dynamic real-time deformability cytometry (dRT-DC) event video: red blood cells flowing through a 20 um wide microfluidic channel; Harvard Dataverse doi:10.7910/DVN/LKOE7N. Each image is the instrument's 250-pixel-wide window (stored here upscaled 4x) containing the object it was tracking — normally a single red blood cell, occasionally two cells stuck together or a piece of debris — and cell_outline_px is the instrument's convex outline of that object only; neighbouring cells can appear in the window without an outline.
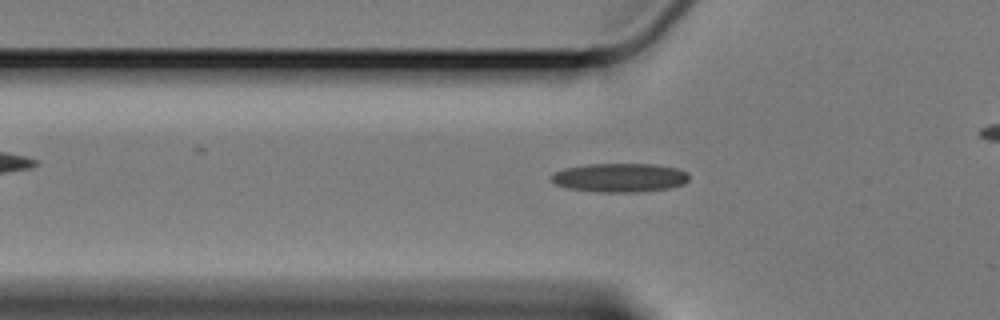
{"species": "Egyptian fruit bat (a non-hibernating species)", "species_latin": "Rousettus aegyptiacus", "temperature_condition": "cold", "stored_images_in_passage": 38, "camera_frame_rate_fps": 3000, "um_per_image_px": 0.085, "animal": {"sex": "female"}, "frame": {"image": 1, "passage_image": 5, "time_ms": 1.333, "image_size_px": [1000, 320], "cell_outline_px": [[688, 180], [684, 184], [672, 188], [636, 192], [592, 192], [568, 188], [556, 184], [552, 180], [552, 172], [564, 168], [588, 164], [656, 164], [680, 168], [688, 172]], "centroid_in_image_um": [52.71, 15.1], "position_along_channel_um": 73.1, "area_um2": 23.47}}
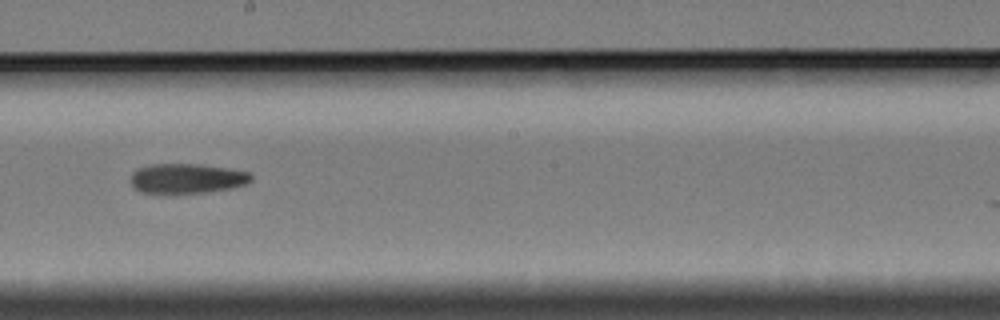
{"frame": {"image": 2, "passage_image": 19, "time_ms": 6.0, "image_size_px": [1000, 320], "cell_outline_px": [[252, 180], [244, 184], [232, 188], [204, 192], [172, 196], [156, 196], [140, 192], [132, 188], [132, 176], [140, 168], [152, 164], [200, 164], [248, 172], [252, 176]], "centroid_in_image_um": [15.82, 15.23], "position_along_channel_um": 232.4, "area_um2": 21.5}}
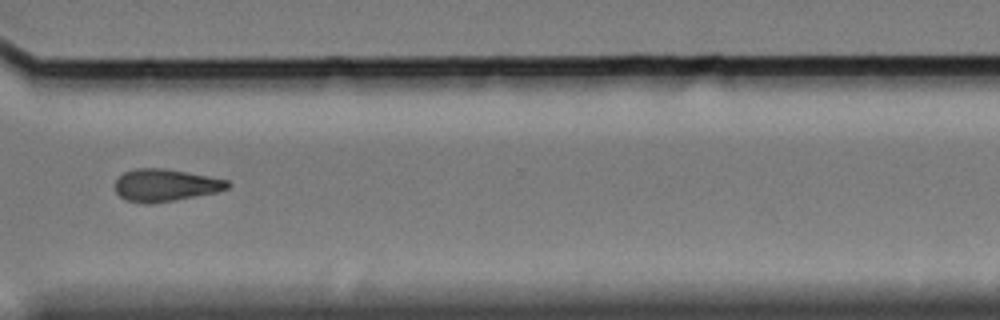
{"frame": {"image": 3, "passage_image": 30, "time_ms": 9.667, "image_size_px": [1000, 320], "cell_outline_px": [[232, 184], [228, 188], [216, 192], [176, 200], [152, 204], [144, 204], [124, 200], [116, 192], [116, 180], [124, 172], [136, 168], [164, 168], [208, 176], [228, 180]], "centroid_in_image_um": [14.05, 15.75], "position_along_channel_um": 356.5, "area_um2": 21.27}}